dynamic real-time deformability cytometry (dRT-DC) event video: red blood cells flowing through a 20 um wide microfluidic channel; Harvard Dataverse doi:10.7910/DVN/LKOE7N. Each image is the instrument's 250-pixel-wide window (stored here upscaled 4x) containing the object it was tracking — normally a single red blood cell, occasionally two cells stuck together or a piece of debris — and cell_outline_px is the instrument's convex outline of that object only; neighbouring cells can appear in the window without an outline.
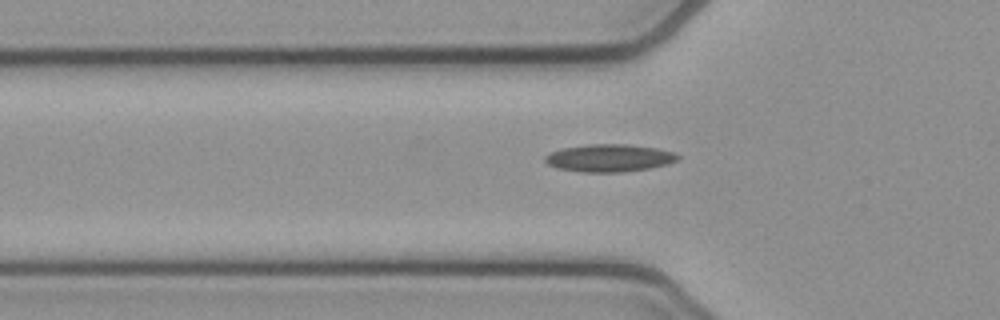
{"species": "common noctule bat (a hibernating species)", "species_latin": "Nyctalus noctula", "temperature_condition": "cold", "stored_images_in_passage": 42, "camera_frame_rate_fps": 3000, "um_per_image_px": 0.085, "animal": {"sex": "female", "body_mass_g": 21.9}, "frame": {"image": 1, "passage_image": 7, "time_ms": 2.0, "image_size_px": [1000, 320], "cell_outline_px": [[680, 156], [676, 160], [668, 164], [648, 168], [624, 172], [584, 172], [556, 168], [548, 164], [544, 160], [544, 156], [548, 152], [560, 148], [592, 144], [628, 144], [656, 148], [672, 152]], "centroid_in_image_um": [51.73, 13.42], "position_along_channel_um": 74.1, "area_um2": 21.33}}
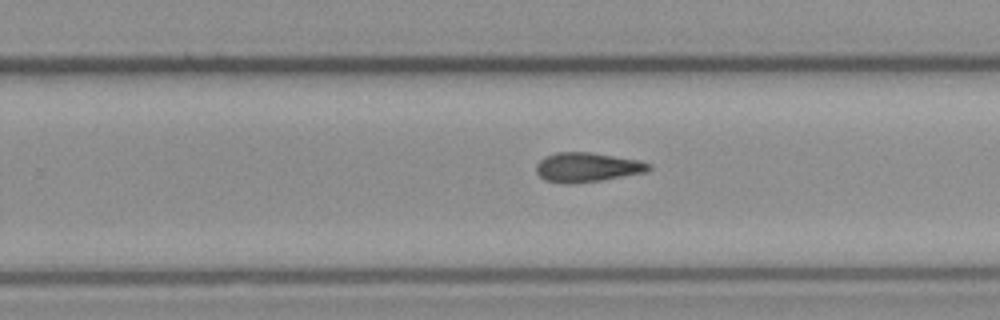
{"frame": {"image": 2, "passage_image": 23, "time_ms": 7.333, "image_size_px": [1000, 320], "cell_outline_px": [[652, 168], [648, 172], [604, 180], [572, 184], [568, 184], [544, 180], [536, 172], [536, 164], [544, 156], [556, 152], [592, 152], [640, 160], [652, 164]], "centroid_in_image_um": [49.94, 14.22], "position_along_channel_um": 279.9, "area_um2": 19.71}}
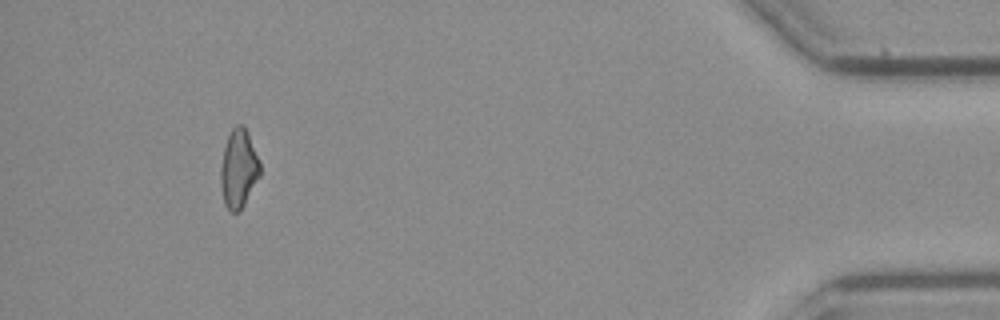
{"frame": {"image": 3, "passage_image": 39, "time_ms": 12.667, "image_size_px": [1000, 320], "cell_outline_px": [[260, 176], [240, 212], [228, 212], [224, 204], [220, 184], [220, 168], [224, 148], [228, 136], [232, 128], [236, 124], [244, 124], [248, 132], [260, 160]], "centroid_in_image_um": [20.28, 14.35], "position_along_channel_um": 414.9, "area_um2": 18.38}}